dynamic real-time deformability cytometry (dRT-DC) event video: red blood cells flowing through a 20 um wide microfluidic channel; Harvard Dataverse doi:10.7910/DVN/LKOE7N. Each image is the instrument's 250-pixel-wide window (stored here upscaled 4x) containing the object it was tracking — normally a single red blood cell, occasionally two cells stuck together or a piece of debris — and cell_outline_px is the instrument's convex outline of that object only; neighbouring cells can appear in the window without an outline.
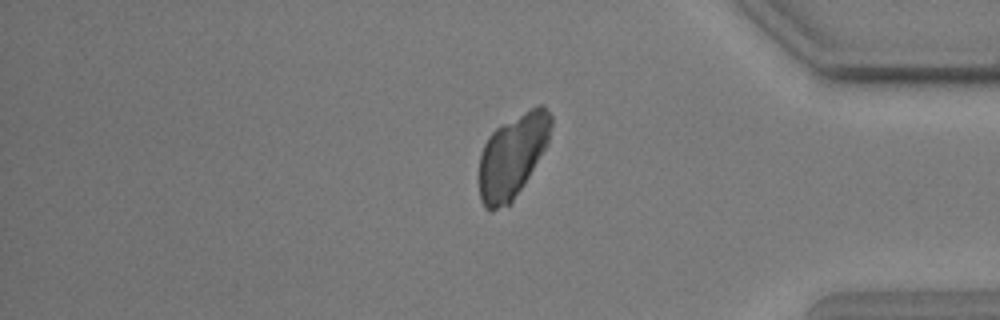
{"species": "common noctule bat (a hibernating species)", "species_latin": "Nyctalus noctula", "temperature_condition": "warm", "stored_images_in_passage": 59, "camera_frame_rate_fps": 3000, "um_per_image_px": 0.085, "animal": {"sex": "male", "body_mass_g": 17.9, "forearm_length_mm": 54.2}, "frame": {"image": 1, "passage_image": 50, "time_ms": 16.333, "image_size_px": [1000, 320], "cell_outline_px": [[552, 124], [548, 144], [528, 176], [512, 200], [508, 204], [492, 212], [484, 208], [480, 200], [480, 152], [488, 136], [496, 128], [524, 112], [540, 104], [544, 104], [552, 116]], "centroid_in_image_um": [43.56, 13.24], "position_along_channel_um": 391.6, "area_um2": 34.56}}
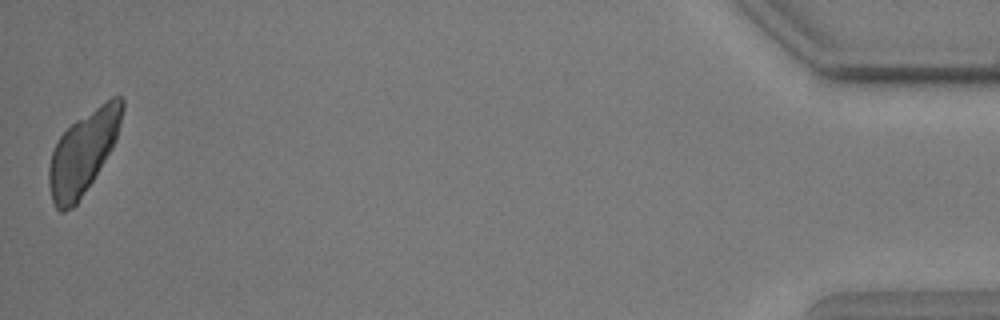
{"frame": {"image": 2, "passage_image": 59, "time_ms": 19.333, "image_size_px": [1000, 320], "cell_outline_px": [[124, 108], [116, 140], [112, 148], [92, 180], [76, 204], [72, 208], [64, 212], [60, 212], [56, 208], [52, 200], [48, 184], [48, 164], [52, 152], [60, 136], [76, 120], [112, 96], [120, 96], [124, 100]], "centroid_in_image_um": [7.06, 12.95], "position_along_channel_um": 428.1, "area_um2": 34.8}}